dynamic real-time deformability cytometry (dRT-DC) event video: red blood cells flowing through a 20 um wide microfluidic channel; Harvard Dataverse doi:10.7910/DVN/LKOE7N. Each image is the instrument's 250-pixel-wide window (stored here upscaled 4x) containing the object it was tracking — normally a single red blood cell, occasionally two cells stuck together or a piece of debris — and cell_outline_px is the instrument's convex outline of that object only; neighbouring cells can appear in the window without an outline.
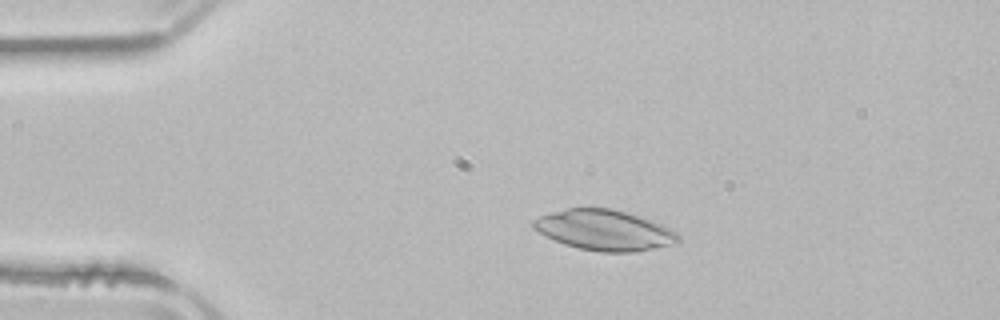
{"species": "common noctule bat (a hibernating species)", "species_latin": "Nyctalus noctula", "temperature_condition": "room temperature", "stored_images_in_passage": 44, "camera_frame_rate_fps": 3000, "um_per_image_px": 0.085, "animal": {"sex": "male", "body_mass_g": 21.5, "forearm_length_mm": 52.0}, "frame": {"image": 1, "passage_image": 10, "time_ms": 3.0, "image_size_px": [1000, 320], "cell_outline_px": [[680, 240], [676, 244], [632, 252], [600, 252], [580, 248], [564, 244], [532, 228], [532, 220], [540, 216], [552, 212], [568, 208], [612, 208], [652, 220], [676, 232], [680, 236]], "centroid_in_image_um": [51.39, 19.56], "position_along_channel_um": 33.6, "area_um2": 33.87}}
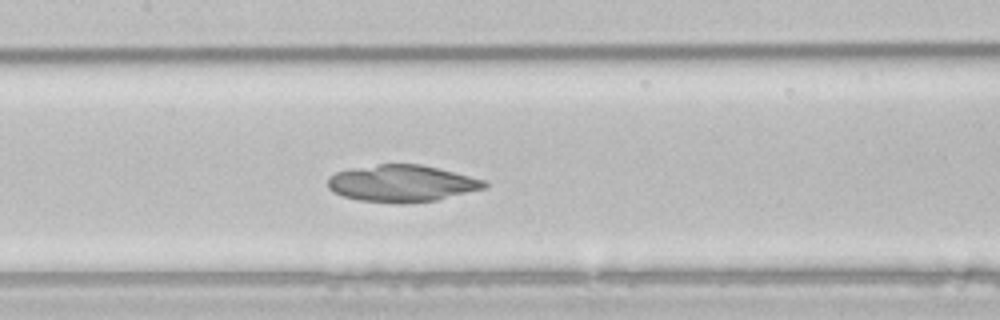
{"frame": {"image": 2, "passage_image": 24, "time_ms": 7.667, "image_size_px": [1000, 320], "cell_outline_px": [[488, 184], [484, 188], [436, 200], [408, 204], [400, 204], [360, 200], [344, 196], [332, 192], [328, 188], [328, 180], [336, 172], [352, 168], [380, 164], [420, 164], [484, 180]], "centroid_in_image_um": [34.12, 15.6], "position_along_channel_um": 173.3, "area_um2": 33.29}}
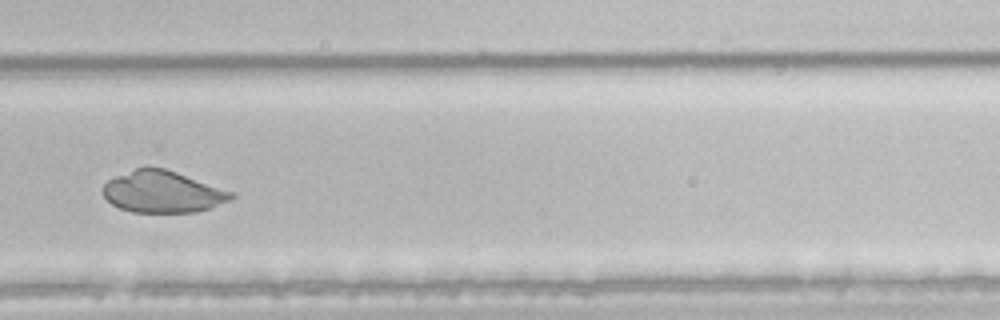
{"frame": {"image": 3, "passage_image": 35, "time_ms": 11.333, "image_size_px": [1000, 320], "cell_outline_px": [[236, 196], [232, 200], [212, 208], [196, 212], [132, 212], [120, 208], [112, 204], [104, 196], [104, 184], [108, 180], [116, 176], [144, 164], [148, 164], [164, 168], [236, 192]], "centroid_in_image_um": [13.88, 16.28], "position_along_channel_um": 315.9, "area_um2": 31.67}}